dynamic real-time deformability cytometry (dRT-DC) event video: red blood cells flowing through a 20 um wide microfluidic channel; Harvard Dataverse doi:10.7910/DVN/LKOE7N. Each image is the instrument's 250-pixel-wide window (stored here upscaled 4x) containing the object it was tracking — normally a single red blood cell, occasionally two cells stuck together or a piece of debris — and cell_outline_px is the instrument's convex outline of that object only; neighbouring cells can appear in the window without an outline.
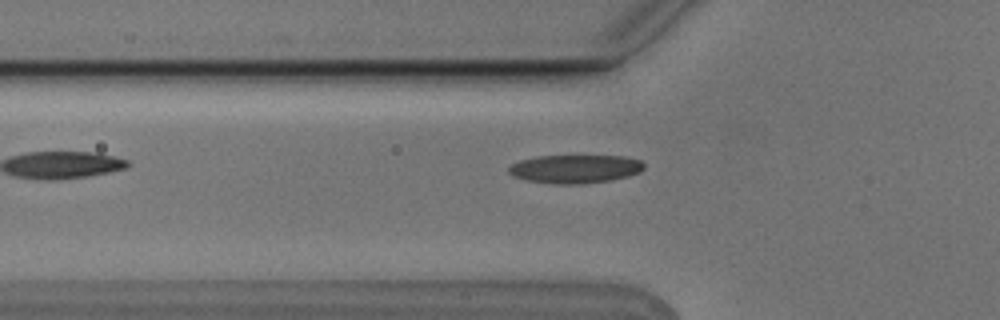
{"species": "Egyptian fruit bat (a non-hibernating species)", "species_latin": "Rousettus aegyptiacus", "temperature_condition": "cold", "stored_images_in_passage": 7, "camera_frame_rate_fps": 3000, "um_per_image_px": 0.085, "animal": {"sex": "male"}, "frame": {"image": 1, "passage_image": 6, "time_ms": 1.667, "image_size_px": [1000, 320], "cell_outline_px": [[644, 168], [640, 172], [628, 176], [608, 180], [584, 184], [552, 184], [528, 180], [512, 176], [508, 172], [508, 168], [512, 164], [520, 160], [536, 156], [624, 156], [640, 160], [644, 164]], "centroid_in_image_um": [48.87, 14.36], "position_along_channel_um": 76.9, "area_um2": 22.43}}